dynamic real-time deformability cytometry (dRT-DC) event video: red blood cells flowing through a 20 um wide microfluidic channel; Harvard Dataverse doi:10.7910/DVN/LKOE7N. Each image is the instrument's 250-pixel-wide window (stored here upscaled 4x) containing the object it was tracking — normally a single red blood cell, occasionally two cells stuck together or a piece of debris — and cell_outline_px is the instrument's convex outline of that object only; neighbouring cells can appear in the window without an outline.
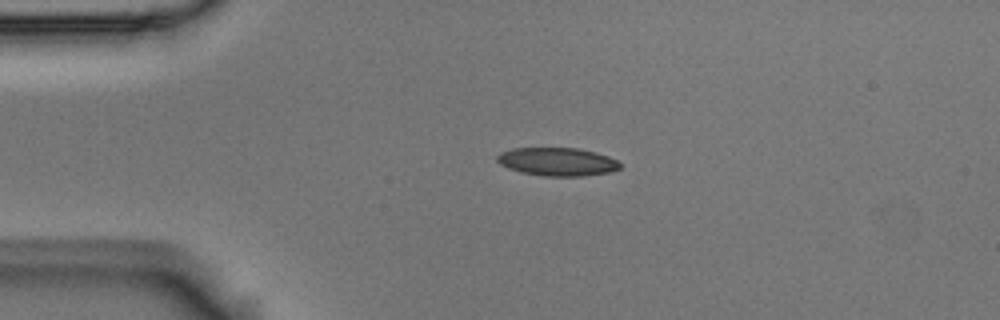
{"species": "Egyptian fruit bat (a non-hibernating species)", "species_latin": "Rousettus aegyptiacus", "temperature_condition": "room temperature", "stored_images_in_passage": 1, "camera_frame_rate_fps": 3000, "um_per_image_px": 0.085, "animal": {"sex": "male"}, "frame": {"image": 1, "passage_image": 1, "time_ms": 0.0, "image_size_px": [1000, 320], "cell_outline_px": [[620, 168], [608, 172], [584, 176], [544, 176], [520, 172], [508, 168], [500, 164], [496, 160], [496, 156], [500, 152], [512, 148], [576, 148], [596, 152], [608, 156], [616, 160], [620, 164]], "centroid_in_image_um": [47.33, 13.74], "position_along_channel_um": 37.7, "area_um2": 20.23}}